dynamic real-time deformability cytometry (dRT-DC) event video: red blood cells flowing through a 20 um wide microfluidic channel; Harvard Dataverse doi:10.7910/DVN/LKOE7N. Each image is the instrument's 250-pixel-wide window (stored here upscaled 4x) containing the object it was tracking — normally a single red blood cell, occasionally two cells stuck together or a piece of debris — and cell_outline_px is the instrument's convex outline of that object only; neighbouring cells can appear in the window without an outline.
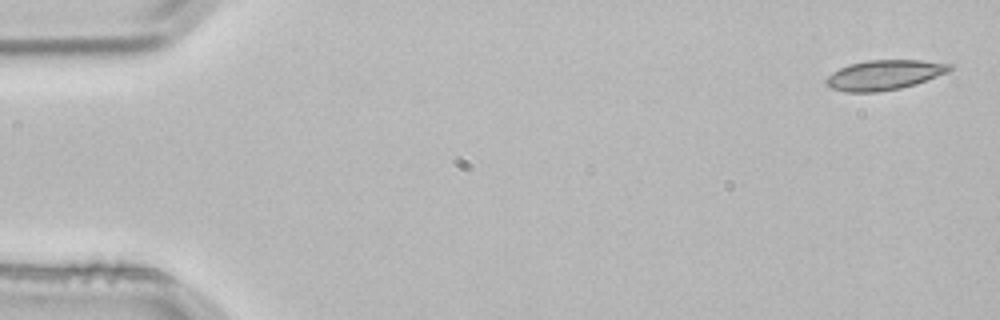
{"species": "common noctule bat (a hibernating species)", "species_latin": "Nyctalus noctula", "temperature_condition": "room temperature", "stored_images_in_passage": 4, "camera_frame_rate_fps": 3000, "um_per_image_px": 0.085, "animal": {"sex": "male", "body_mass_g": 21.5, "forearm_length_mm": 52.0}, "frame": {"image": 1, "passage_image": 1, "time_ms": 0.0, "image_size_px": [1000, 320], "cell_outline_px": [[956, 64], [948, 72], [916, 84], [900, 88], [876, 92], [844, 92], [832, 88], [824, 80], [832, 72], [848, 64], [868, 60], [920, 60]], "centroid_in_image_um": [75.19, 6.36], "position_along_channel_um": 9.8, "area_um2": 21.56}}
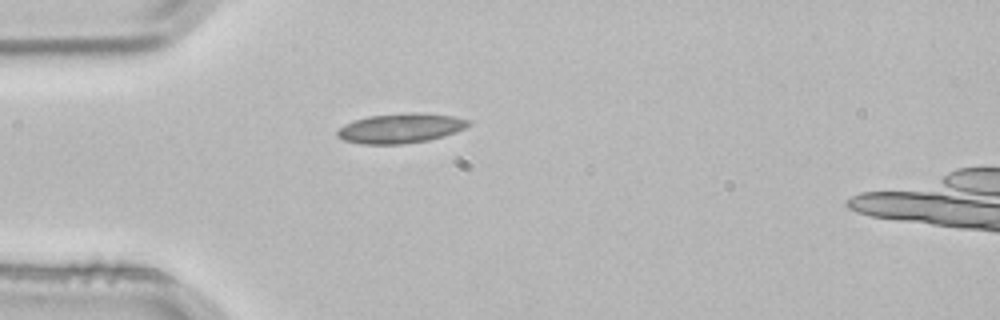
{"frame": {"image": 2, "passage_image": 3, "time_ms": 0.667, "image_size_px": [1000, 320], "cell_outline_px": [[472, 124], [456, 132], [428, 140], [400, 144], [360, 144], [344, 140], [336, 136], [336, 132], [344, 124], [352, 120], [368, 116], [408, 112], [420, 112], [452, 116], [468, 120]], "centroid_in_image_um": [34.01, 10.89], "position_along_channel_um": 51.0, "area_um2": 22.77}}